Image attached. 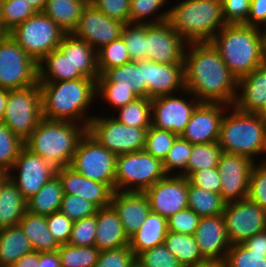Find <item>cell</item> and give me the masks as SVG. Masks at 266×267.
Here are the masks:
<instances>
[{"instance_id": "1", "label": "cell", "mask_w": 266, "mask_h": 267, "mask_svg": "<svg viewBox=\"0 0 266 267\" xmlns=\"http://www.w3.org/2000/svg\"><path fill=\"white\" fill-rule=\"evenodd\" d=\"M183 65L185 89L200 102L234 105L238 79L210 42L187 43Z\"/></svg>"}, {"instance_id": "2", "label": "cell", "mask_w": 266, "mask_h": 267, "mask_svg": "<svg viewBox=\"0 0 266 267\" xmlns=\"http://www.w3.org/2000/svg\"><path fill=\"white\" fill-rule=\"evenodd\" d=\"M38 84L44 119L74 122L88 129L94 116L88 111L91 104L97 101L96 80L84 77L58 82H38Z\"/></svg>"}, {"instance_id": "3", "label": "cell", "mask_w": 266, "mask_h": 267, "mask_svg": "<svg viewBox=\"0 0 266 267\" xmlns=\"http://www.w3.org/2000/svg\"><path fill=\"white\" fill-rule=\"evenodd\" d=\"M237 78L265 63L262 29L245 24H226L210 41Z\"/></svg>"}, {"instance_id": "4", "label": "cell", "mask_w": 266, "mask_h": 267, "mask_svg": "<svg viewBox=\"0 0 266 267\" xmlns=\"http://www.w3.org/2000/svg\"><path fill=\"white\" fill-rule=\"evenodd\" d=\"M86 132L84 125L43 118L24 141V146L58 169L70 166L77 145Z\"/></svg>"}, {"instance_id": "5", "label": "cell", "mask_w": 266, "mask_h": 267, "mask_svg": "<svg viewBox=\"0 0 266 267\" xmlns=\"http://www.w3.org/2000/svg\"><path fill=\"white\" fill-rule=\"evenodd\" d=\"M218 143L223 152L257 162V155L266 153V121L258 113H245L230 106L222 118Z\"/></svg>"}, {"instance_id": "6", "label": "cell", "mask_w": 266, "mask_h": 267, "mask_svg": "<svg viewBox=\"0 0 266 267\" xmlns=\"http://www.w3.org/2000/svg\"><path fill=\"white\" fill-rule=\"evenodd\" d=\"M170 9L168 21L187 42H210L226 25L221 0H181Z\"/></svg>"}, {"instance_id": "7", "label": "cell", "mask_w": 266, "mask_h": 267, "mask_svg": "<svg viewBox=\"0 0 266 267\" xmlns=\"http://www.w3.org/2000/svg\"><path fill=\"white\" fill-rule=\"evenodd\" d=\"M166 176L163 162L145 150L117 155L114 191L144 193Z\"/></svg>"}, {"instance_id": "8", "label": "cell", "mask_w": 266, "mask_h": 267, "mask_svg": "<svg viewBox=\"0 0 266 267\" xmlns=\"http://www.w3.org/2000/svg\"><path fill=\"white\" fill-rule=\"evenodd\" d=\"M66 33L46 14L37 12L9 32L11 38L39 63L56 50Z\"/></svg>"}, {"instance_id": "9", "label": "cell", "mask_w": 266, "mask_h": 267, "mask_svg": "<svg viewBox=\"0 0 266 267\" xmlns=\"http://www.w3.org/2000/svg\"><path fill=\"white\" fill-rule=\"evenodd\" d=\"M2 122L23 142L43 119L40 86L7 90Z\"/></svg>"}, {"instance_id": "10", "label": "cell", "mask_w": 266, "mask_h": 267, "mask_svg": "<svg viewBox=\"0 0 266 267\" xmlns=\"http://www.w3.org/2000/svg\"><path fill=\"white\" fill-rule=\"evenodd\" d=\"M116 158L117 155L86 132L77 145L70 167L89 179L107 184L114 191Z\"/></svg>"}, {"instance_id": "11", "label": "cell", "mask_w": 266, "mask_h": 267, "mask_svg": "<svg viewBox=\"0 0 266 267\" xmlns=\"http://www.w3.org/2000/svg\"><path fill=\"white\" fill-rule=\"evenodd\" d=\"M38 83V63L8 34L0 37V88L22 89Z\"/></svg>"}, {"instance_id": "12", "label": "cell", "mask_w": 266, "mask_h": 267, "mask_svg": "<svg viewBox=\"0 0 266 267\" xmlns=\"http://www.w3.org/2000/svg\"><path fill=\"white\" fill-rule=\"evenodd\" d=\"M149 128H137L119 123L112 116L94 113L87 132L115 155L142 151Z\"/></svg>"}, {"instance_id": "13", "label": "cell", "mask_w": 266, "mask_h": 267, "mask_svg": "<svg viewBox=\"0 0 266 267\" xmlns=\"http://www.w3.org/2000/svg\"><path fill=\"white\" fill-rule=\"evenodd\" d=\"M181 93L183 96L186 95L185 98ZM181 93L151 99V125L153 127L171 131L178 136L183 133L200 101L187 89ZM188 95H190L189 98Z\"/></svg>"}, {"instance_id": "14", "label": "cell", "mask_w": 266, "mask_h": 267, "mask_svg": "<svg viewBox=\"0 0 266 267\" xmlns=\"http://www.w3.org/2000/svg\"><path fill=\"white\" fill-rule=\"evenodd\" d=\"M222 215L231 245L266 230V210L248 199L226 203Z\"/></svg>"}, {"instance_id": "15", "label": "cell", "mask_w": 266, "mask_h": 267, "mask_svg": "<svg viewBox=\"0 0 266 267\" xmlns=\"http://www.w3.org/2000/svg\"><path fill=\"white\" fill-rule=\"evenodd\" d=\"M56 170L49 161L23 146L8 175L23 197L28 200L56 175ZM13 171H17L18 174L15 175Z\"/></svg>"}, {"instance_id": "16", "label": "cell", "mask_w": 266, "mask_h": 267, "mask_svg": "<svg viewBox=\"0 0 266 267\" xmlns=\"http://www.w3.org/2000/svg\"><path fill=\"white\" fill-rule=\"evenodd\" d=\"M187 42L169 21L146 25V60L161 64H183Z\"/></svg>"}, {"instance_id": "17", "label": "cell", "mask_w": 266, "mask_h": 267, "mask_svg": "<svg viewBox=\"0 0 266 267\" xmlns=\"http://www.w3.org/2000/svg\"><path fill=\"white\" fill-rule=\"evenodd\" d=\"M254 161L246 156L223 152L217 165L221 197L225 203L247 199Z\"/></svg>"}, {"instance_id": "18", "label": "cell", "mask_w": 266, "mask_h": 267, "mask_svg": "<svg viewBox=\"0 0 266 267\" xmlns=\"http://www.w3.org/2000/svg\"><path fill=\"white\" fill-rule=\"evenodd\" d=\"M125 23L109 18L91 3L84 8L76 28L71 33L96 51L122 36Z\"/></svg>"}, {"instance_id": "19", "label": "cell", "mask_w": 266, "mask_h": 267, "mask_svg": "<svg viewBox=\"0 0 266 267\" xmlns=\"http://www.w3.org/2000/svg\"><path fill=\"white\" fill-rule=\"evenodd\" d=\"M187 177L166 175L149 187L144 194L147 196L151 212L168 219L177 212L188 207Z\"/></svg>"}, {"instance_id": "20", "label": "cell", "mask_w": 266, "mask_h": 267, "mask_svg": "<svg viewBox=\"0 0 266 267\" xmlns=\"http://www.w3.org/2000/svg\"><path fill=\"white\" fill-rule=\"evenodd\" d=\"M229 107L223 103L200 102L180 137L191 144L217 142L222 118Z\"/></svg>"}, {"instance_id": "21", "label": "cell", "mask_w": 266, "mask_h": 267, "mask_svg": "<svg viewBox=\"0 0 266 267\" xmlns=\"http://www.w3.org/2000/svg\"><path fill=\"white\" fill-rule=\"evenodd\" d=\"M143 81L149 99L182 92L185 90L184 65L143 60Z\"/></svg>"}, {"instance_id": "22", "label": "cell", "mask_w": 266, "mask_h": 267, "mask_svg": "<svg viewBox=\"0 0 266 267\" xmlns=\"http://www.w3.org/2000/svg\"><path fill=\"white\" fill-rule=\"evenodd\" d=\"M194 237L206 262L223 264L231 247L227 238L223 215L202 217Z\"/></svg>"}, {"instance_id": "23", "label": "cell", "mask_w": 266, "mask_h": 267, "mask_svg": "<svg viewBox=\"0 0 266 267\" xmlns=\"http://www.w3.org/2000/svg\"><path fill=\"white\" fill-rule=\"evenodd\" d=\"M63 193L81 196L93 203L98 209L111 205L113 190L105 183H100L77 173L70 166L56 170Z\"/></svg>"}, {"instance_id": "24", "label": "cell", "mask_w": 266, "mask_h": 267, "mask_svg": "<svg viewBox=\"0 0 266 267\" xmlns=\"http://www.w3.org/2000/svg\"><path fill=\"white\" fill-rule=\"evenodd\" d=\"M111 205L117 211L128 238L140 228L151 212L147 196L139 192L114 191Z\"/></svg>"}, {"instance_id": "25", "label": "cell", "mask_w": 266, "mask_h": 267, "mask_svg": "<svg viewBox=\"0 0 266 267\" xmlns=\"http://www.w3.org/2000/svg\"><path fill=\"white\" fill-rule=\"evenodd\" d=\"M266 104V62L238 79L234 107L245 113H258Z\"/></svg>"}, {"instance_id": "26", "label": "cell", "mask_w": 266, "mask_h": 267, "mask_svg": "<svg viewBox=\"0 0 266 267\" xmlns=\"http://www.w3.org/2000/svg\"><path fill=\"white\" fill-rule=\"evenodd\" d=\"M99 251L129 246L117 211L112 205L97 209L95 245Z\"/></svg>"}, {"instance_id": "27", "label": "cell", "mask_w": 266, "mask_h": 267, "mask_svg": "<svg viewBox=\"0 0 266 267\" xmlns=\"http://www.w3.org/2000/svg\"><path fill=\"white\" fill-rule=\"evenodd\" d=\"M68 57L75 69L85 77L97 80L100 76L98 69L97 51L87 42L72 34H65L57 48Z\"/></svg>"}, {"instance_id": "28", "label": "cell", "mask_w": 266, "mask_h": 267, "mask_svg": "<svg viewBox=\"0 0 266 267\" xmlns=\"http://www.w3.org/2000/svg\"><path fill=\"white\" fill-rule=\"evenodd\" d=\"M96 82H112L114 89L131 90L138 98H147V86L143 81V60L130 61L106 70Z\"/></svg>"}, {"instance_id": "29", "label": "cell", "mask_w": 266, "mask_h": 267, "mask_svg": "<svg viewBox=\"0 0 266 267\" xmlns=\"http://www.w3.org/2000/svg\"><path fill=\"white\" fill-rule=\"evenodd\" d=\"M167 232V219L150 212L140 228L129 238V247L137 257L141 252L163 244Z\"/></svg>"}, {"instance_id": "30", "label": "cell", "mask_w": 266, "mask_h": 267, "mask_svg": "<svg viewBox=\"0 0 266 267\" xmlns=\"http://www.w3.org/2000/svg\"><path fill=\"white\" fill-rule=\"evenodd\" d=\"M18 225L29 239L34 251L53 252L60 247V244L49 232L46 216L26 211Z\"/></svg>"}, {"instance_id": "31", "label": "cell", "mask_w": 266, "mask_h": 267, "mask_svg": "<svg viewBox=\"0 0 266 267\" xmlns=\"http://www.w3.org/2000/svg\"><path fill=\"white\" fill-rule=\"evenodd\" d=\"M85 76L75 69L68 59L58 49L47 54L38 63V82H58L61 80H76Z\"/></svg>"}, {"instance_id": "32", "label": "cell", "mask_w": 266, "mask_h": 267, "mask_svg": "<svg viewBox=\"0 0 266 267\" xmlns=\"http://www.w3.org/2000/svg\"><path fill=\"white\" fill-rule=\"evenodd\" d=\"M89 0H46L43 13L66 34H71Z\"/></svg>"}, {"instance_id": "33", "label": "cell", "mask_w": 266, "mask_h": 267, "mask_svg": "<svg viewBox=\"0 0 266 267\" xmlns=\"http://www.w3.org/2000/svg\"><path fill=\"white\" fill-rule=\"evenodd\" d=\"M31 251L32 245L19 225L0 229V267H11Z\"/></svg>"}, {"instance_id": "34", "label": "cell", "mask_w": 266, "mask_h": 267, "mask_svg": "<svg viewBox=\"0 0 266 267\" xmlns=\"http://www.w3.org/2000/svg\"><path fill=\"white\" fill-rule=\"evenodd\" d=\"M63 195L61 181L55 175L35 195L27 200V211L43 216L60 211Z\"/></svg>"}, {"instance_id": "35", "label": "cell", "mask_w": 266, "mask_h": 267, "mask_svg": "<svg viewBox=\"0 0 266 267\" xmlns=\"http://www.w3.org/2000/svg\"><path fill=\"white\" fill-rule=\"evenodd\" d=\"M27 200L9 179L0 194V229L17 226L27 211Z\"/></svg>"}, {"instance_id": "36", "label": "cell", "mask_w": 266, "mask_h": 267, "mask_svg": "<svg viewBox=\"0 0 266 267\" xmlns=\"http://www.w3.org/2000/svg\"><path fill=\"white\" fill-rule=\"evenodd\" d=\"M163 244L179 260L183 267L198 266L206 263L194 235L168 231Z\"/></svg>"}, {"instance_id": "37", "label": "cell", "mask_w": 266, "mask_h": 267, "mask_svg": "<svg viewBox=\"0 0 266 267\" xmlns=\"http://www.w3.org/2000/svg\"><path fill=\"white\" fill-rule=\"evenodd\" d=\"M225 204L220 194L205 191L188 182V208L201 218L222 215Z\"/></svg>"}, {"instance_id": "38", "label": "cell", "mask_w": 266, "mask_h": 267, "mask_svg": "<svg viewBox=\"0 0 266 267\" xmlns=\"http://www.w3.org/2000/svg\"><path fill=\"white\" fill-rule=\"evenodd\" d=\"M168 2L169 0H130V23L149 25L168 21L170 9L161 10Z\"/></svg>"}, {"instance_id": "39", "label": "cell", "mask_w": 266, "mask_h": 267, "mask_svg": "<svg viewBox=\"0 0 266 267\" xmlns=\"http://www.w3.org/2000/svg\"><path fill=\"white\" fill-rule=\"evenodd\" d=\"M117 110L118 115L112 117L119 123L137 128L151 127V99L137 98Z\"/></svg>"}, {"instance_id": "40", "label": "cell", "mask_w": 266, "mask_h": 267, "mask_svg": "<svg viewBox=\"0 0 266 267\" xmlns=\"http://www.w3.org/2000/svg\"><path fill=\"white\" fill-rule=\"evenodd\" d=\"M222 154L223 150L218 141L207 144H193L187 163V178L194 172L217 167Z\"/></svg>"}, {"instance_id": "41", "label": "cell", "mask_w": 266, "mask_h": 267, "mask_svg": "<svg viewBox=\"0 0 266 267\" xmlns=\"http://www.w3.org/2000/svg\"><path fill=\"white\" fill-rule=\"evenodd\" d=\"M61 267H95L100 251L95 246L61 244L57 250Z\"/></svg>"}, {"instance_id": "42", "label": "cell", "mask_w": 266, "mask_h": 267, "mask_svg": "<svg viewBox=\"0 0 266 267\" xmlns=\"http://www.w3.org/2000/svg\"><path fill=\"white\" fill-rule=\"evenodd\" d=\"M192 145L193 144L180 136L176 138L163 161L166 175H181L187 177V163L191 154ZM174 170L177 171V174Z\"/></svg>"}, {"instance_id": "43", "label": "cell", "mask_w": 266, "mask_h": 267, "mask_svg": "<svg viewBox=\"0 0 266 267\" xmlns=\"http://www.w3.org/2000/svg\"><path fill=\"white\" fill-rule=\"evenodd\" d=\"M97 58L100 75L108 69L120 67L131 61L122 36L99 49Z\"/></svg>"}, {"instance_id": "44", "label": "cell", "mask_w": 266, "mask_h": 267, "mask_svg": "<svg viewBox=\"0 0 266 267\" xmlns=\"http://www.w3.org/2000/svg\"><path fill=\"white\" fill-rule=\"evenodd\" d=\"M24 142L0 122V172L9 173Z\"/></svg>"}, {"instance_id": "45", "label": "cell", "mask_w": 266, "mask_h": 267, "mask_svg": "<svg viewBox=\"0 0 266 267\" xmlns=\"http://www.w3.org/2000/svg\"><path fill=\"white\" fill-rule=\"evenodd\" d=\"M122 38L131 61L146 60V25L125 24L122 31Z\"/></svg>"}, {"instance_id": "46", "label": "cell", "mask_w": 266, "mask_h": 267, "mask_svg": "<svg viewBox=\"0 0 266 267\" xmlns=\"http://www.w3.org/2000/svg\"><path fill=\"white\" fill-rule=\"evenodd\" d=\"M1 13L3 26L9 33L37 11L25 0H2Z\"/></svg>"}, {"instance_id": "47", "label": "cell", "mask_w": 266, "mask_h": 267, "mask_svg": "<svg viewBox=\"0 0 266 267\" xmlns=\"http://www.w3.org/2000/svg\"><path fill=\"white\" fill-rule=\"evenodd\" d=\"M177 137L178 135L171 131L151 125L146 133L144 150L163 162Z\"/></svg>"}, {"instance_id": "48", "label": "cell", "mask_w": 266, "mask_h": 267, "mask_svg": "<svg viewBox=\"0 0 266 267\" xmlns=\"http://www.w3.org/2000/svg\"><path fill=\"white\" fill-rule=\"evenodd\" d=\"M223 267H266V253L251 252L242 243L231 245Z\"/></svg>"}, {"instance_id": "49", "label": "cell", "mask_w": 266, "mask_h": 267, "mask_svg": "<svg viewBox=\"0 0 266 267\" xmlns=\"http://www.w3.org/2000/svg\"><path fill=\"white\" fill-rule=\"evenodd\" d=\"M136 264L139 267H183L164 244L141 252L136 257Z\"/></svg>"}, {"instance_id": "50", "label": "cell", "mask_w": 266, "mask_h": 267, "mask_svg": "<svg viewBox=\"0 0 266 267\" xmlns=\"http://www.w3.org/2000/svg\"><path fill=\"white\" fill-rule=\"evenodd\" d=\"M256 163L251 170L247 199L266 210V161Z\"/></svg>"}, {"instance_id": "51", "label": "cell", "mask_w": 266, "mask_h": 267, "mask_svg": "<svg viewBox=\"0 0 266 267\" xmlns=\"http://www.w3.org/2000/svg\"><path fill=\"white\" fill-rule=\"evenodd\" d=\"M97 209L93 203L81 196L64 194L60 211L74 222L94 216Z\"/></svg>"}, {"instance_id": "52", "label": "cell", "mask_w": 266, "mask_h": 267, "mask_svg": "<svg viewBox=\"0 0 266 267\" xmlns=\"http://www.w3.org/2000/svg\"><path fill=\"white\" fill-rule=\"evenodd\" d=\"M96 98L116 109L135 101L138 97L131 90L114 89L112 82H96Z\"/></svg>"}, {"instance_id": "53", "label": "cell", "mask_w": 266, "mask_h": 267, "mask_svg": "<svg viewBox=\"0 0 266 267\" xmlns=\"http://www.w3.org/2000/svg\"><path fill=\"white\" fill-rule=\"evenodd\" d=\"M97 227V212L94 216L73 222L68 244L73 246H94Z\"/></svg>"}, {"instance_id": "54", "label": "cell", "mask_w": 266, "mask_h": 267, "mask_svg": "<svg viewBox=\"0 0 266 267\" xmlns=\"http://www.w3.org/2000/svg\"><path fill=\"white\" fill-rule=\"evenodd\" d=\"M136 256L129 246L100 251L95 267H134Z\"/></svg>"}, {"instance_id": "55", "label": "cell", "mask_w": 266, "mask_h": 267, "mask_svg": "<svg viewBox=\"0 0 266 267\" xmlns=\"http://www.w3.org/2000/svg\"><path fill=\"white\" fill-rule=\"evenodd\" d=\"M201 217L190 208H185L167 219L168 231L194 235Z\"/></svg>"}, {"instance_id": "56", "label": "cell", "mask_w": 266, "mask_h": 267, "mask_svg": "<svg viewBox=\"0 0 266 267\" xmlns=\"http://www.w3.org/2000/svg\"><path fill=\"white\" fill-rule=\"evenodd\" d=\"M89 3L109 18L130 23V0H90Z\"/></svg>"}, {"instance_id": "57", "label": "cell", "mask_w": 266, "mask_h": 267, "mask_svg": "<svg viewBox=\"0 0 266 267\" xmlns=\"http://www.w3.org/2000/svg\"><path fill=\"white\" fill-rule=\"evenodd\" d=\"M226 24H244L250 13L251 0H221Z\"/></svg>"}, {"instance_id": "58", "label": "cell", "mask_w": 266, "mask_h": 267, "mask_svg": "<svg viewBox=\"0 0 266 267\" xmlns=\"http://www.w3.org/2000/svg\"><path fill=\"white\" fill-rule=\"evenodd\" d=\"M47 225L51 235L61 244L69 242L73 221L61 211L46 216Z\"/></svg>"}, {"instance_id": "59", "label": "cell", "mask_w": 266, "mask_h": 267, "mask_svg": "<svg viewBox=\"0 0 266 267\" xmlns=\"http://www.w3.org/2000/svg\"><path fill=\"white\" fill-rule=\"evenodd\" d=\"M188 179L192 185L200 189L218 194L221 193V179L217 167L194 172Z\"/></svg>"}, {"instance_id": "60", "label": "cell", "mask_w": 266, "mask_h": 267, "mask_svg": "<svg viewBox=\"0 0 266 267\" xmlns=\"http://www.w3.org/2000/svg\"><path fill=\"white\" fill-rule=\"evenodd\" d=\"M244 24L260 29L266 26V0H251L250 13Z\"/></svg>"}, {"instance_id": "61", "label": "cell", "mask_w": 266, "mask_h": 267, "mask_svg": "<svg viewBox=\"0 0 266 267\" xmlns=\"http://www.w3.org/2000/svg\"><path fill=\"white\" fill-rule=\"evenodd\" d=\"M242 244L251 252L266 253V230L255 234Z\"/></svg>"}, {"instance_id": "62", "label": "cell", "mask_w": 266, "mask_h": 267, "mask_svg": "<svg viewBox=\"0 0 266 267\" xmlns=\"http://www.w3.org/2000/svg\"><path fill=\"white\" fill-rule=\"evenodd\" d=\"M39 267H61L57 251L39 253Z\"/></svg>"}, {"instance_id": "63", "label": "cell", "mask_w": 266, "mask_h": 267, "mask_svg": "<svg viewBox=\"0 0 266 267\" xmlns=\"http://www.w3.org/2000/svg\"><path fill=\"white\" fill-rule=\"evenodd\" d=\"M11 267H39V252L33 250L23 255Z\"/></svg>"}, {"instance_id": "64", "label": "cell", "mask_w": 266, "mask_h": 267, "mask_svg": "<svg viewBox=\"0 0 266 267\" xmlns=\"http://www.w3.org/2000/svg\"><path fill=\"white\" fill-rule=\"evenodd\" d=\"M6 101H7V90L0 88V122H2L5 113Z\"/></svg>"}, {"instance_id": "65", "label": "cell", "mask_w": 266, "mask_h": 267, "mask_svg": "<svg viewBox=\"0 0 266 267\" xmlns=\"http://www.w3.org/2000/svg\"><path fill=\"white\" fill-rule=\"evenodd\" d=\"M25 1L29 3V5L33 7L37 12H42L46 3V0H25Z\"/></svg>"}, {"instance_id": "66", "label": "cell", "mask_w": 266, "mask_h": 267, "mask_svg": "<svg viewBox=\"0 0 266 267\" xmlns=\"http://www.w3.org/2000/svg\"><path fill=\"white\" fill-rule=\"evenodd\" d=\"M1 7H2V0H0V37H3L8 35L9 33L5 30L3 26Z\"/></svg>"}, {"instance_id": "67", "label": "cell", "mask_w": 266, "mask_h": 267, "mask_svg": "<svg viewBox=\"0 0 266 267\" xmlns=\"http://www.w3.org/2000/svg\"><path fill=\"white\" fill-rule=\"evenodd\" d=\"M9 180L8 173L0 172V194L3 188V185Z\"/></svg>"}, {"instance_id": "68", "label": "cell", "mask_w": 266, "mask_h": 267, "mask_svg": "<svg viewBox=\"0 0 266 267\" xmlns=\"http://www.w3.org/2000/svg\"><path fill=\"white\" fill-rule=\"evenodd\" d=\"M191 267H223V264L216 263V262H206L204 264L198 266H191Z\"/></svg>"}, {"instance_id": "69", "label": "cell", "mask_w": 266, "mask_h": 267, "mask_svg": "<svg viewBox=\"0 0 266 267\" xmlns=\"http://www.w3.org/2000/svg\"><path fill=\"white\" fill-rule=\"evenodd\" d=\"M258 114L266 121V104L264 107L258 112Z\"/></svg>"}, {"instance_id": "70", "label": "cell", "mask_w": 266, "mask_h": 267, "mask_svg": "<svg viewBox=\"0 0 266 267\" xmlns=\"http://www.w3.org/2000/svg\"><path fill=\"white\" fill-rule=\"evenodd\" d=\"M264 38V51H265V62H266V26L262 30Z\"/></svg>"}]
</instances>
